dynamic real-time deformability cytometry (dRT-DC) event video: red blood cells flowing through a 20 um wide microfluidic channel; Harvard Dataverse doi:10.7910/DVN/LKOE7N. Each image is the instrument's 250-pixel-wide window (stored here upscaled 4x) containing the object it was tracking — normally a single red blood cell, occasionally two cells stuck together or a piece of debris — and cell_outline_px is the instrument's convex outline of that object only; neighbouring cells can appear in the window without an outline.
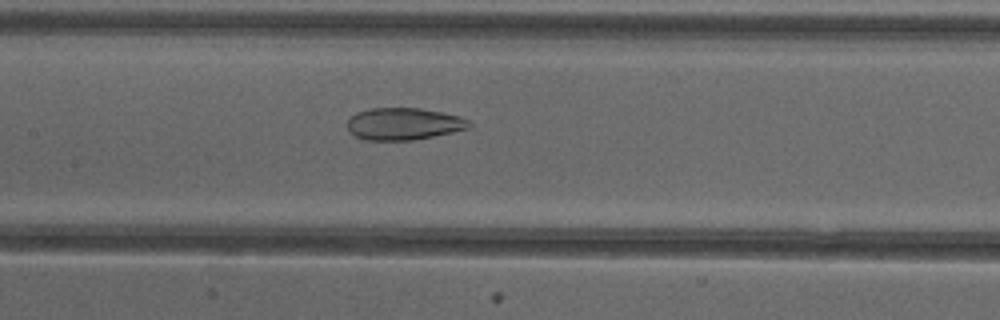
{"species": "common noctule bat (a hibernating species)", "species_latin": "Nyctalus noctula", "temperature_condition": "cold", "stored_images_in_passage": 51, "camera_frame_rate_fps": 3000, "um_per_image_px": 0.085, "animal": {"sex": "female"}, "frame": {"image": 1, "passage_image": 24, "time_ms": 7.667, "image_size_px": [1000, 320], "cell_outline_px": [[472, 124], [468, 128], [452, 132], [412, 140], [364, 140], [348, 132], [348, 120], [356, 112], [372, 108], [420, 108], [460, 116], [468, 120]], "centroid_in_image_um": [34.29, 10.53], "position_along_channel_um": 173.1, "area_um2": 22.66}}
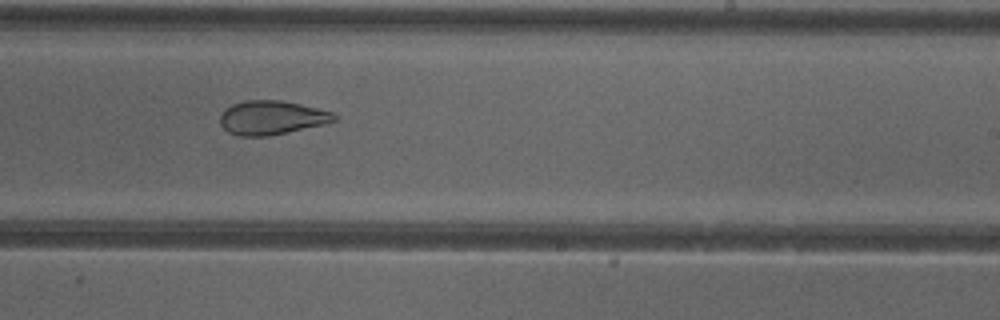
{"frame": {"image": 2, "passage_image": 31, "time_ms": 10.0, "image_size_px": [1000, 320], "cell_outline_px": [[336, 120], [324, 124], [288, 132], [268, 136], [240, 136], [228, 132], [220, 124], [220, 116], [224, 108], [232, 104], [244, 100], [280, 100], [300, 104], [332, 112], [336, 116]], "centroid_in_image_um": [23.05, 10.0], "position_along_channel_um": 265.9, "area_um2": 22.54}}
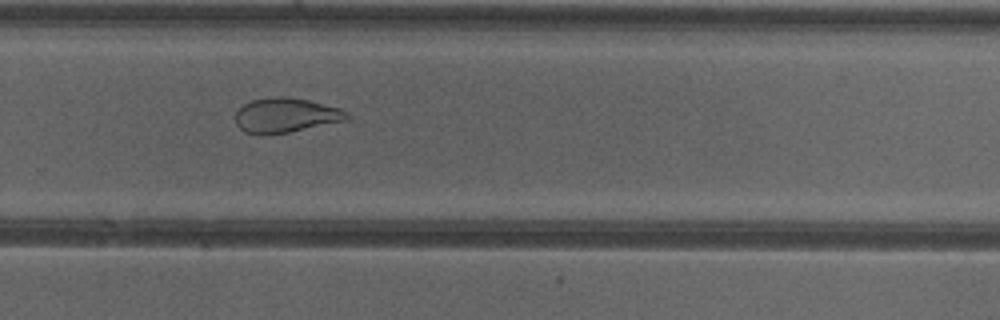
{"frame": {"image": 3, "passage_image": 34, "time_ms": 11.0, "image_size_px": [1000, 320], "cell_outline_px": [[348, 120], [288, 132], [260, 136], [256, 136], [244, 132], [236, 124], [236, 112], [244, 104], [252, 100], [276, 96], [284, 96], [308, 100], [340, 108], [348, 112]], "centroid_in_image_um": [24.26, 9.81], "position_along_channel_um": 305.5, "area_um2": 22.6}, "authors_computed_cell_mechanics": {"area_um2": 29.1312, "velocity_mm_per_s": 3.9967, "shape_relaxation_time_tau1_ms": null, "shape_relaxation_time_tau2_ms": 1.8393, "deformation_change_tau1": null, "deformation_change_tau2": 0.0862}}